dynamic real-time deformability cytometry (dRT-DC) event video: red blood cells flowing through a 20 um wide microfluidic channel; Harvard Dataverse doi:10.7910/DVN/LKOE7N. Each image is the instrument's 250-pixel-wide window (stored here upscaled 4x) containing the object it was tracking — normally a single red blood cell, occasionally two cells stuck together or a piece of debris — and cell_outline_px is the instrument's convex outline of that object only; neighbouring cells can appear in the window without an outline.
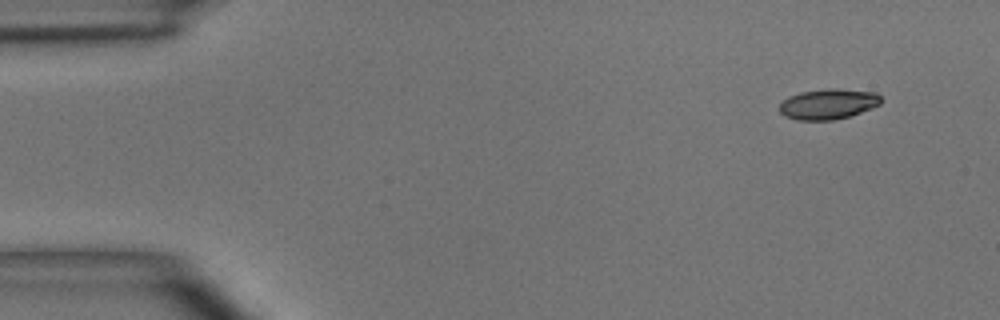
{"species": "common noctule bat (a hibernating species)", "species_latin": "Nyctalus noctula", "temperature_condition": "room temperature", "stored_images_in_passage": 4, "camera_frame_rate_fps": 3000, "um_per_image_px": 0.085, "animal": {"sex": "male", "body_mass_g": 15.6}, "frame": {"image": 1, "passage_image": 1, "time_ms": 0.0, "image_size_px": [1000, 320], "cell_outline_px": [[880, 104], [872, 108], [848, 116], [832, 120], [796, 120], [784, 116], [780, 112], [780, 104], [788, 96], [800, 92], [828, 88], [836, 88], [876, 92], [880, 96]], "centroid_in_image_um": [70.38, 8.83], "position_along_channel_um": 14.6, "area_um2": 17.98}}